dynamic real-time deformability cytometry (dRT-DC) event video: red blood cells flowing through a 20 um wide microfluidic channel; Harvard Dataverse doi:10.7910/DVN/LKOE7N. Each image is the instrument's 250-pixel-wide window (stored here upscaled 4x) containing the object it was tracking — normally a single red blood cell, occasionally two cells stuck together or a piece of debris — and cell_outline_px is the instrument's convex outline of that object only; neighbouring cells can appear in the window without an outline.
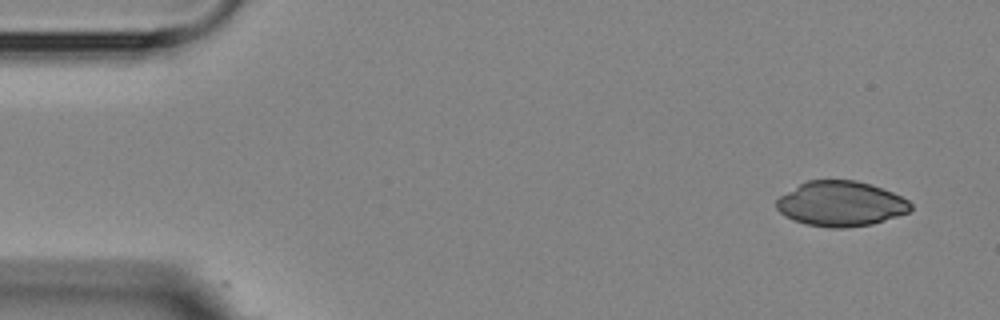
{"species": "Egyptian fruit bat (a non-hibernating species)", "species_latin": "Rousettus aegyptiacus", "temperature_condition": "room temperature", "stored_images_in_passage": 5, "segment_of_instrument_passage": [1, 2], "camera_frame_rate_fps": 3000, "um_per_image_px": 0.085, "animal": {"sex": "female"}, "frame": {"image": 1, "passage_image": 1, "time_ms": 0.0, "image_size_px": [1000, 320], "cell_outline_px": [[912, 208], [908, 212], [872, 224], [848, 228], [832, 228], [804, 224], [792, 220], [784, 216], [776, 208], [776, 200], [780, 196], [800, 184], [808, 180], [856, 180], [872, 184], [892, 192], [908, 200], [912, 204]], "centroid_in_image_um": [71.45, 17.32], "position_along_channel_um": 13.5, "area_um2": 35.32}}